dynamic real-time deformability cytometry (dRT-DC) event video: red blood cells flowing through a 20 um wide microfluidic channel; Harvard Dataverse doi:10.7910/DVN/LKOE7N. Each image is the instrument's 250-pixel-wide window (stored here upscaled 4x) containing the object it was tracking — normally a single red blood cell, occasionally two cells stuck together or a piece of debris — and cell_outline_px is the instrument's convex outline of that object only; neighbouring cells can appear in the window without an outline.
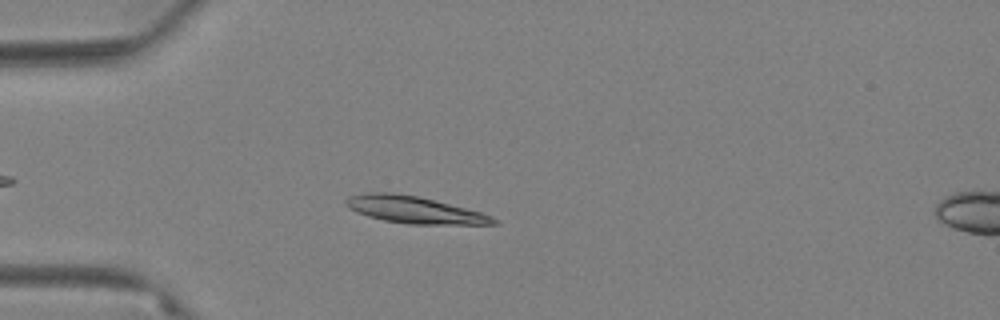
{"species": "Egyptian fruit bat (a non-hibernating species)", "species_latin": "Rousettus aegyptiacus", "temperature_condition": "warm", "stored_images_in_passage": 55, "camera_frame_rate_fps": 3000, "um_per_image_px": 0.085, "animal": {"sex": "female"}, "frame": {"image": 1, "passage_image": 10, "time_ms": 3.0, "image_size_px": [1000, 320], "cell_outline_px": [[500, 224], [408, 224], [384, 220], [368, 216], [356, 212], [348, 208], [344, 204], [344, 200], [348, 196], [368, 192], [392, 192], [416, 196], [480, 212], [492, 216], [500, 220]], "centroid_in_image_um": [35.18, 17.83], "position_along_channel_um": 49.8, "area_um2": 23.06}}
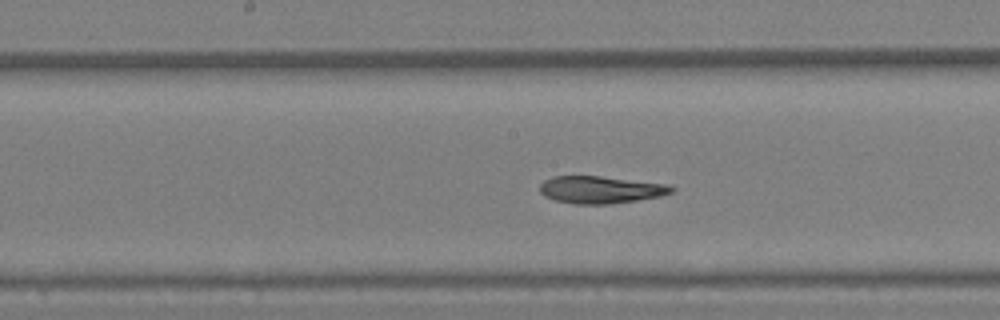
{"frame": {"image": 2, "passage_image": 25, "time_ms": 8.0, "image_size_px": [1000, 320], "cell_outline_px": [[676, 188], [672, 192], [660, 196], [636, 200], [608, 204], [576, 204], [556, 200], [544, 196], [540, 192], [540, 184], [544, 180], [552, 176], [600, 176], [668, 184]], "centroid_in_image_um": [51.04, 16.12], "position_along_channel_um": 197.2, "area_um2": 20.87}}
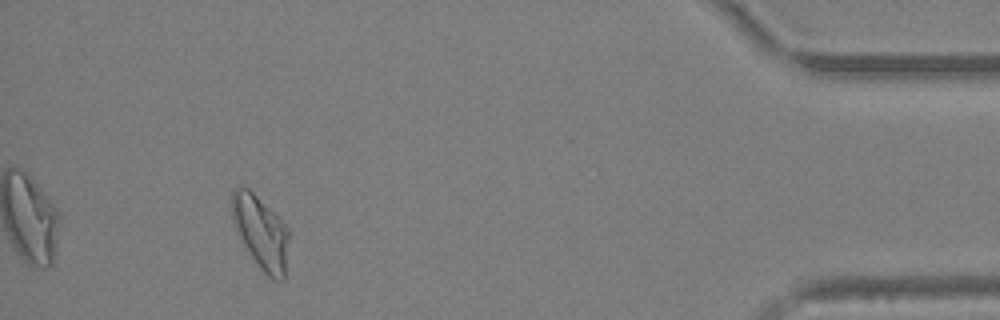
{"frame": {"image": 3, "passage_image": 50, "time_ms": 16.333, "image_size_px": [1000, 320], "cell_outline_px": [[288, 240], [284, 280], [272, 280], [260, 268], [244, 244], [240, 236], [232, 216], [232, 192], [240, 184], [248, 188], [288, 228]], "centroid_in_image_um": [22.17, 19.75], "position_along_channel_um": 413.0, "area_um2": 23.41}, "authors_computed_cell_mechanics": {"area_um2": 22.253, "velocity_mm_per_s": 3.2979, "shape_relaxation_time_tau1_ms": 9.9306, "shape_relaxation_time_tau2_ms": 3.2932, "deformation_change_tau1": 0.2657, "deformation_change_tau2": 0.0871}}